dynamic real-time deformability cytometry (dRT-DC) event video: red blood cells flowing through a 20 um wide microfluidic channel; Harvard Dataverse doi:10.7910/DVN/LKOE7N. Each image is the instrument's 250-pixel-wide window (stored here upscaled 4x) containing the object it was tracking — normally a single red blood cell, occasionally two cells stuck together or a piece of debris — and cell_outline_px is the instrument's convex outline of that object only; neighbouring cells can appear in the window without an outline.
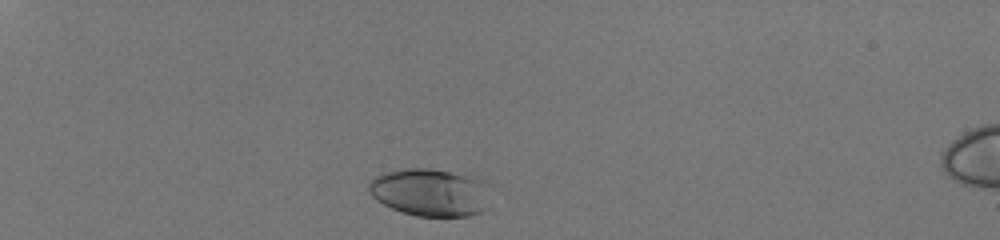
{"species": "human", "species_latin": "Homo sapiens", "temperature_condition": "room temperature", "stored_images_in_passage": 34, "camera_frame_rate_fps": 3000, "um_per_image_px": 0.085, "donor": {"sex": "male"}, "frame": {"image": 1, "passage_image": 3, "time_ms": 0.667, "image_size_px": [1000, 240], "cell_outline_px": [[488, 184], [484, 212], [468, 216], [416, 216], [392, 208], [376, 200], [368, 192], [368, 184], [376, 176], [384, 172], [404, 168], [432, 168], [472, 176], [484, 180]], "centroid_in_image_um": [36.55, 16.34], "position_along_channel_um": 48.4, "area_um2": 33.87}}
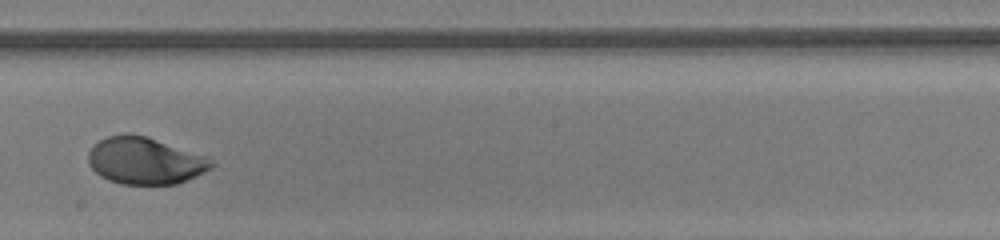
{"frame": {"image": 2, "passage_image": 22, "time_ms": 7.0, "image_size_px": [1000, 240], "cell_outline_px": [[216, 164], [212, 168], [196, 176], [176, 184], [120, 184], [108, 180], [100, 176], [88, 164], [88, 152], [100, 140], [108, 136], [148, 136], [204, 156]], "centroid_in_image_um": [12.33, 13.7], "position_along_channel_um": 235.9, "area_um2": 33.06}}
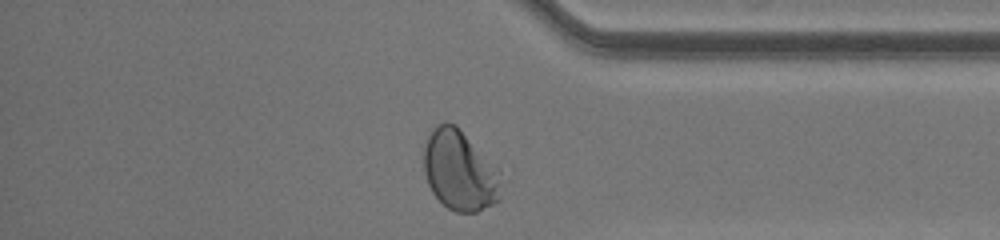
{"frame": {"image": 3, "passage_image": 34, "time_ms": 11.0, "image_size_px": [1000, 240], "cell_outline_px": [[500, 200], [476, 212], [456, 212], [448, 208], [432, 192], [428, 184], [424, 172], [424, 148], [428, 136], [432, 128], [436, 124], [444, 120], [456, 124], [500, 168]], "centroid_in_image_um": [39.09, 14.45], "position_along_channel_um": 396.1, "area_um2": 36.59}, "authors_computed_cell_mechanics": {"area_um2": 33.6974, "velocity_mm_per_s": 4.0712, "shape_relaxation_time_tau1_ms": 2.897, "shape_relaxation_time_tau2_ms": 0.7345, "deformation_change_tau1": 0.1746, "deformation_change_tau2": 0.0313}}